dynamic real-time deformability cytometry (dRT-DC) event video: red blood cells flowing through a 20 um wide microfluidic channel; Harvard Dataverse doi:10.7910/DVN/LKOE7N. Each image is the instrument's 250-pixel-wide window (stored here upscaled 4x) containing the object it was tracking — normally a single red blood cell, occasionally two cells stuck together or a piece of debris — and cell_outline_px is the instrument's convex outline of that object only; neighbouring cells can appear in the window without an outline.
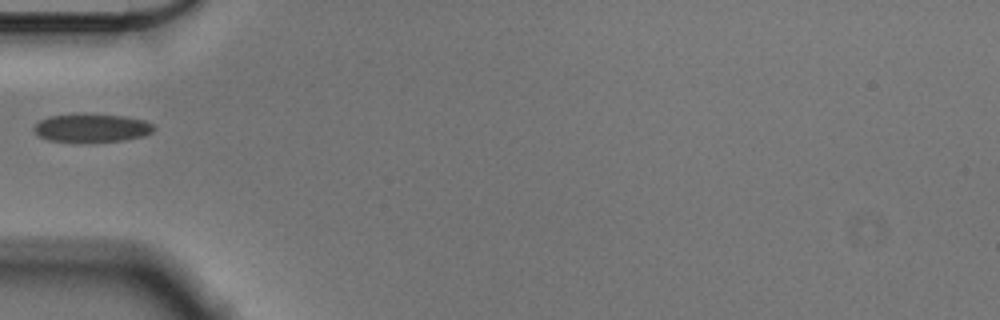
{"species": "Egyptian fruit bat (a non-hibernating species)", "species_latin": "Rousettus aegyptiacus", "temperature_condition": "cold", "stored_images_in_passage": 38, "camera_frame_rate_fps": 3000, "um_per_image_px": 0.085, "animal": {"sex": "male"}, "frame": {"image": 1, "passage_image": 1, "time_ms": 0.0, "image_size_px": [1000, 320], "cell_outline_px": [[156, 128], [152, 132], [144, 136], [124, 140], [48, 140], [40, 136], [32, 128], [40, 120], [48, 116], [124, 116], [144, 120], [152, 124]], "centroid_in_image_um": [7.85, 10.88], "position_along_channel_um": 77.2, "area_um2": 18.5}}
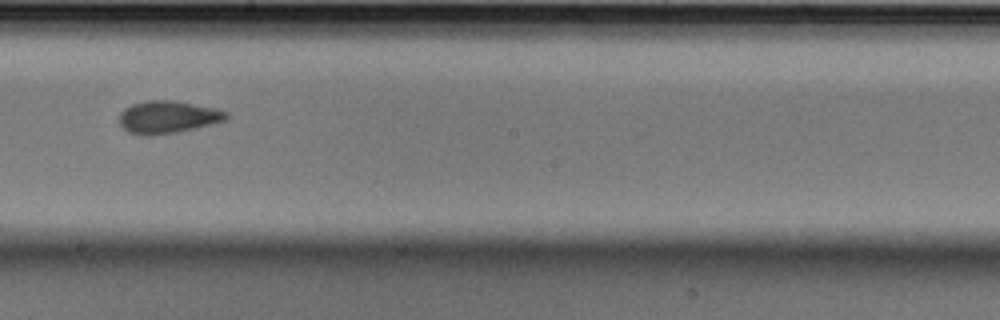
{"frame": {"image": 2, "passage_image": 14, "time_ms": 4.333, "image_size_px": [1000, 320], "cell_outline_px": [[228, 116], [224, 120], [212, 124], [196, 128], [176, 132], [148, 136], [140, 136], [128, 132], [120, 124], [120, 112], [124, 108], [132, 104], [144, 100], [172, 100], [216, 108], [228, 112]], "centroid_in_image_um": [14.24, 9.95], "position_along_channel_um": 234.0, "area_um2": 20.35}}
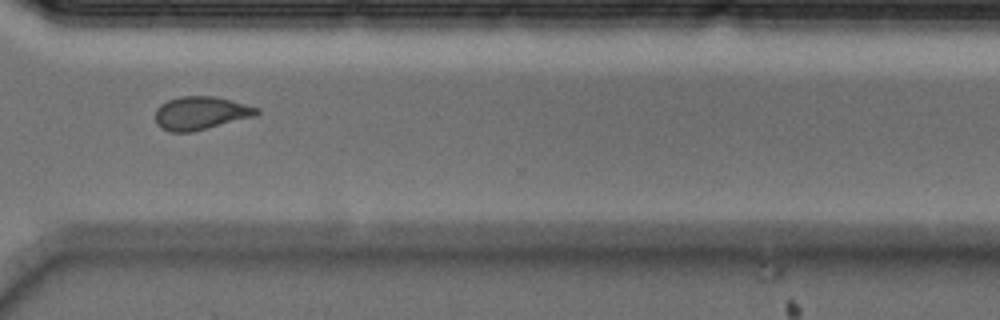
{"frame": {"image": 3, "passage_image": 24, "time_ms": 7.667, "image_size_px": [1000, 320], "cell_outline_px": [[260, 112], [256, 116], [192, 132], [172, 132], [160, 128], [156, 124], [156, 108], [160, 104], [168, 100], [180, 96], [212, 96], [260, 108]], "centroid_in_image_um": [17.04, 9.62], "position_along_channel_um": 353.6, "area_um2": 19.59}}